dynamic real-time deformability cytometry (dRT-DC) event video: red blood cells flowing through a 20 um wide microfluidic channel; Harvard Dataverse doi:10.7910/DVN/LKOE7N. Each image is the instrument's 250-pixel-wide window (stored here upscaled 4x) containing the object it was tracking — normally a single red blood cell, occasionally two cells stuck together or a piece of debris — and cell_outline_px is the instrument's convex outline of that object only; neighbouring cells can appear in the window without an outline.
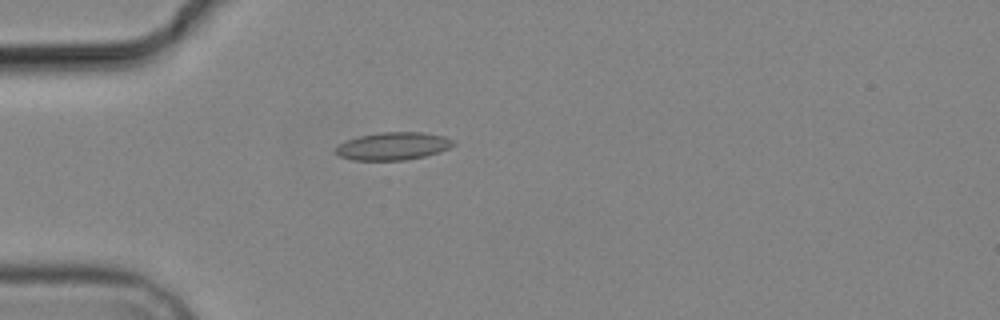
{"species": "common noctule bat (a hibernating species)", "species_latin": "Nyctalus noctula", "temperature_condition": "cold", "stored_images_in_passage": 5, "camera_frame_rate_fps": 3000, "um_per_image_px": 0.085, "animal": {"sex": "male", "body_mass_g": 19.2, "forearm_length_mm": 51.8}, "frame": {"image": 1, "passage_image": 5, "time_ms": 4.667, "image_size_px": [1000, 320], "cell_outline_px": [[456, 144], [440, 152], [424, 156], [404, 160], [352, 160], [340, 156], [336, 152], [336, 148], [344, 140], [360, 136], [380, 132], [424, 132], [444, 136], [452, 140]], "centroid_in_image_um": [33.42, 12.41], "position_along_channel_um": 51.6, "area_um2": 18.96}}